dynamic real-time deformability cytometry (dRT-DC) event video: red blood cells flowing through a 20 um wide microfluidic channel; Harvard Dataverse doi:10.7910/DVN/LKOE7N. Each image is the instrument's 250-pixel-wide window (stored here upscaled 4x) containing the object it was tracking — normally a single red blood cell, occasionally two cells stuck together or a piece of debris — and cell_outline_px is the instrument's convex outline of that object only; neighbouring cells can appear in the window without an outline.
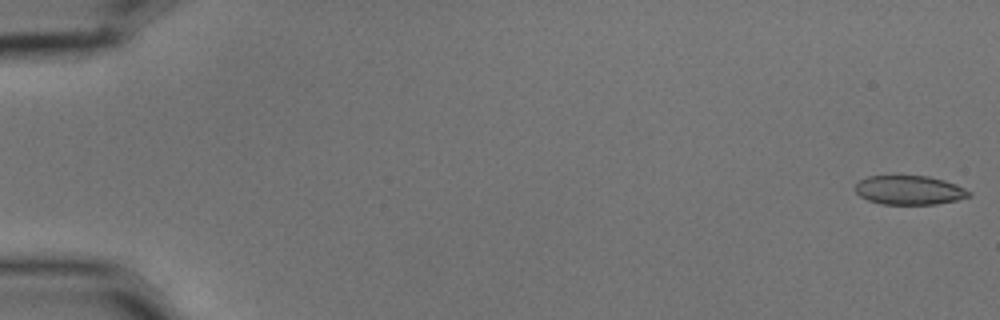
{"species": "common noctule bat (a hibernating species)", "species_latin": "Nyctalus noctula", "temperature_condition": "cold", "stored_images_in_passage": 5, "camera_frame_rate_fps": 3000, "um_per_image_px": 0.085, "animal": {"sex": "male", "body_mass_g": 15.6}, "frame": {"image": 1, "passage_image": 1, "time_ms": 0.0, "image_size_px": [1000, 320], "cell_outline_px": [[972, 196], [956, 200], [936, 204], [884, 204], [868, 200], [860, 196], [856, 192], [856, 184], [860, 180], [868, 176], [928, 176], [944, 180], [956, 184], [972, 192]], "centroid_in_image_um": [77.33, 16.16], "position_along_channel_um": 7.7, "area_um2": 19.19}}
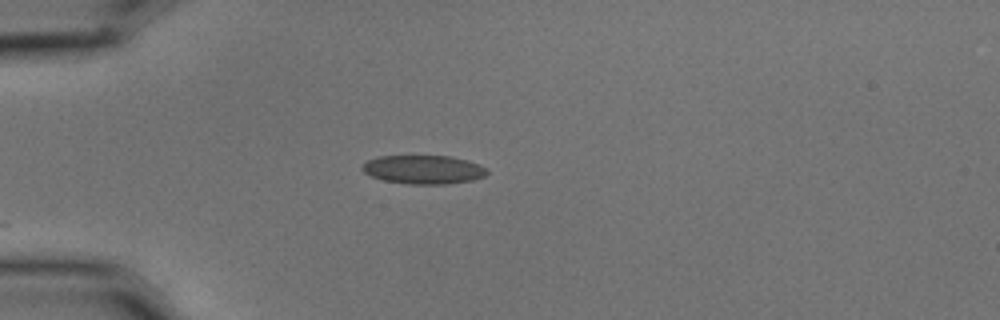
{"frame": {"image": 2, "passage_image": 5, "time_ms": 1.333, "image_size_px": [1000, 320], "cell_outline_px": [[488, 172], [484, 176], [472, 180], [444, 184], [408, 184], [384, 180], [372, 176], [364, 172], [360, 168], [368, 160], [376, 156], [448, 156], [468, 160], [480, 164], [488, 168]], "centroid_in_image_um": [36.01, 14.41], "position_along_channel_um": 49.0, "area_um2": 20.87}}